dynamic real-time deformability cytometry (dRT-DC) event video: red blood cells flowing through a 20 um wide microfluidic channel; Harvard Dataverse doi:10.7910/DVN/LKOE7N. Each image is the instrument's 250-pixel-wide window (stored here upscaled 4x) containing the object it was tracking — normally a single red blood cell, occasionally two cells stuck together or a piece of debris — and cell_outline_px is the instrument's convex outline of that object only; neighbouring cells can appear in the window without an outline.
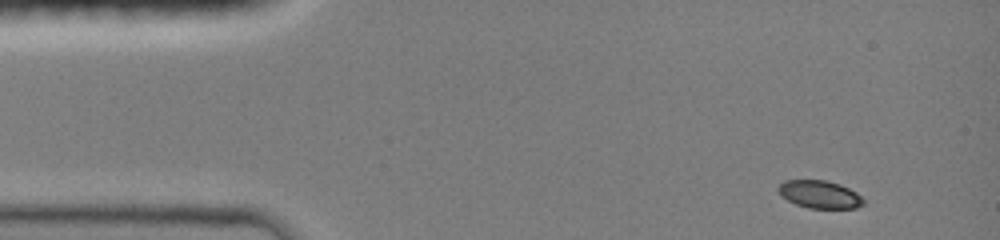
{"species": "common noctule bat (a hibernating species)", "species_latin": "Nyctalus noctula", "temperature_condition": "room temperature", "stored_images_in_passage": 49, "camera_frame_rate_fps": 3000, "um_per_image_px": 0.085, "animal": {"sex": "female", "body_mass_g": 19.0, "forearm_length_mm": 51.5}, "frame": {"image": 1, "passage_image": 1, "time_ms": 0.0, "image_size_px": [1000, 240], "cell_outline_px": [[864, 204], [856, 208], [808, 208], [796, 204], [780, 196], [776, 188], [784, 180], [824, 180], [840, 184], [856, 192], [864, 200]], "centroid_in_image_um": [69.64, 16.52], "position_along_channel_um": 15.4, "area_um2": 13.81}}
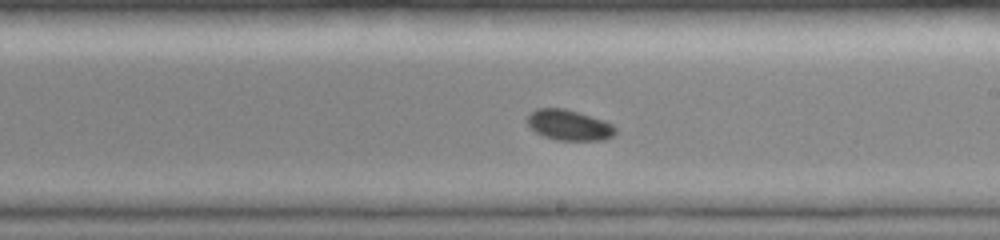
{"frame": {"image": 2, "passage_image": 27, "time_ms": 7.667, "image_size_px": [1000, 240], "cell_outline_px": [[616, 132], [612, 136], [604, 140], [556, 140], [544, 136], [528, 128], [528, 116], [536, 108], [564, 108], [604, 120], [612, 124], [616, 128]], "centroid_in_image_um": [48.37, 10.63], "position_along_channel_um": 240.6, "area_um2": 15.66}}
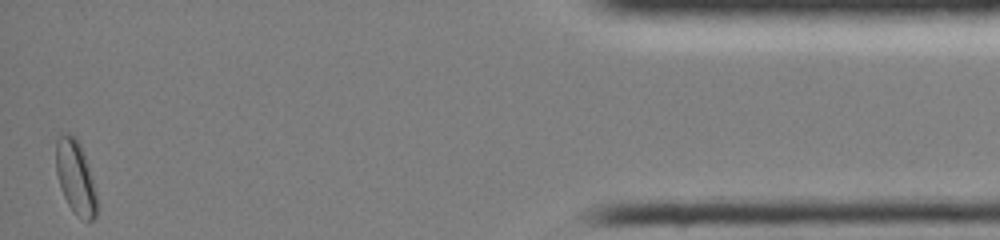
{"frame": {"image": 3, "passage_image": 49, "time_ms": 14.0, "image_size_px": [1000, 240], "cell_outline_px": [[96, 216], [88, 224], [68, 204], [60, 188], [56, 172], [56, 140], [60, 132], [68, 132], [76, 136], [80, 144], [88, 164], [96, 196]], "centroid_in_image_um": [6.39, 15.0], "position_along_channel_um": 428.8, "area_um2": 17.51}, "authors_computed_cell_mechanics": {"area_um2": 15.6638, "velocity_mm_per_s": 4.0793, "shape_relaxation_time_tau1_ms": 3.6307, "shape_relaxation_time_tau2_ms": null, "deformation_change_tau1": 0.0604, "deformation_change_tau2": null}}